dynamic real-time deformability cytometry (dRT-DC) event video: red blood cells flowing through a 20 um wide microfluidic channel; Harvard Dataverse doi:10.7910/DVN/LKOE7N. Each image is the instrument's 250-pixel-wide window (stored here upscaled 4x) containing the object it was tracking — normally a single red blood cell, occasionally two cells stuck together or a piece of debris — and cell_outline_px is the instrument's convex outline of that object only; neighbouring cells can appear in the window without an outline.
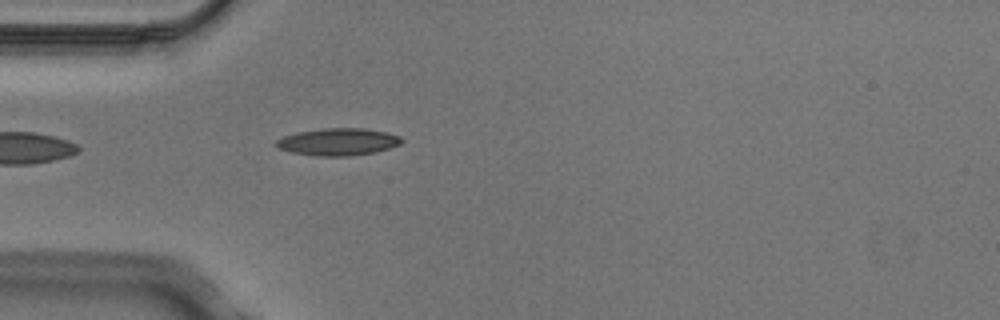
{"species": "Egyptian fruit bat (a non-hibernating species)", "species_latin": "Rousettus aegyptiacus", "temperature_condition": "cold", "stored_images_in_passage": 3, "camera_frame_rate_fps": 3000, "um_per_image_px": 0.085, "animal": {"sex": "male"}, "frame": {"image": 1, "passage_image": 3, "time_ms": 0.667, "image_size_px": [1000, 320], "cell_outline_px": [[404, 140], [400, 144], [388, 148], [372, 152], [348, 156], [320, 156], [292, 152], [280, 148], [272, 144], [276, 140], [284, 136], [296, 132], [324, 128], [364, 128], [384, 132], [400, 136]], "centroid_in_image_um": [28.71, 12.04], "position_along_channel_um": 56.3, "area_um2": 19.71}}